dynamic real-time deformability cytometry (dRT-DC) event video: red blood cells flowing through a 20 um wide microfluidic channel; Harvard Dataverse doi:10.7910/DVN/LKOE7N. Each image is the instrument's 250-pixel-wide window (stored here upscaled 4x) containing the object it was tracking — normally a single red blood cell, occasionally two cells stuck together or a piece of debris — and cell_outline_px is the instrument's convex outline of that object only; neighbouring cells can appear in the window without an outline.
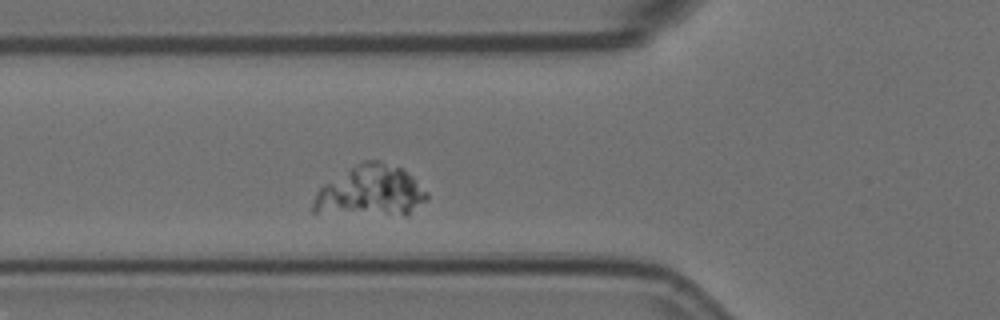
{"species": "Egyptian fruit bat (a non-hibernating species)", "species_latin": "Rousettus aegyptiacus", "temperature_condition": "room temperature", "stored_images_in_passage": 2, "camera_frame_rate_fps": 3000, "um_per_image_px": 0.085, "animal": {"sex": "female"}, "frame": {"image": 1, "passage_image": 2, "time_ms": 0.333, "image_size_px": [1000, 320], "cell_outline_px": [[428, 200], [408, 216], [404, 216], [312, 212], [312, 204], [316, 192], [324, 184], [364, 160], [380, 160], [400, 168], [412, 176], [428, 192]], "centroid_in_image_um": [31.55, 16.28], "position_along_channel_um": 94.2, "area_um2": 33.87}}